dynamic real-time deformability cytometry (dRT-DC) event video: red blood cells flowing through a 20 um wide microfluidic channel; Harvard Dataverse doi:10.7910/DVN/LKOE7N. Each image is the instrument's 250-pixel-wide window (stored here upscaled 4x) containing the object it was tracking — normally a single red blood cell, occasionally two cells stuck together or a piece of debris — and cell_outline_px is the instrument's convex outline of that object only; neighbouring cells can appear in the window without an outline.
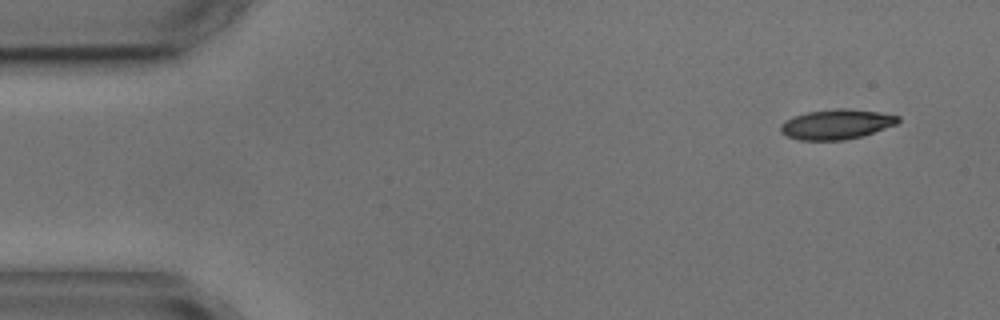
{"species": "common noctule bat (a hibernating species)", "species_latin": "Nyctalus noctula", "temperature_condition": "cold", "stored_images_in_passage": 4, "camera_frame_rate_fps": 3000, "um_per_image_px": 0.085, "animal": {"sex": "male", "body_mass_g": 17.9, "forearm_length_mm": 54.2}, "frame": {"image": 1, "passage_image": 1, "time_ms": 0.0, "image_size_px": [1000, 320], "cell_outline_px": [[900, 120], [896, 124], [860, 136], [844, 140], [800, 140], [784, 136], [780, 132], [780, 124], [784, 120], [808, 112], [836, 108], [844, 108], [880, 112], [900, 116]], "centroid_in_image_um": [71.06, 10.56], "position_along_channel_um": 13.9, "area_um2": 20.4}}
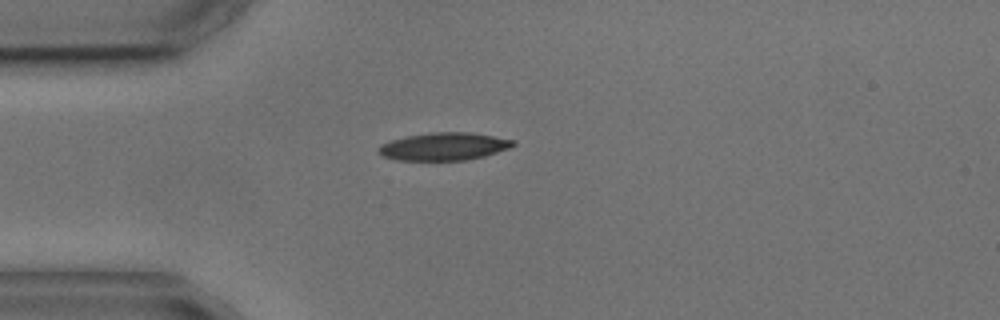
{"frame": {"image": 2, "passage_image": 4, "time_ms": 3.333, "image_size_px": [1000, 320], "cell_outline_px": [[516, 144], [508, 148], [484, 156], [464, 160], [396, 160], [380, 156], [376, 152], [376, 148], [380, 144], [388, 140], [408, 136], [432, 132], [468, 132], [516, 140]], "centroid_in_image_um": [37.65, 12.45], "position_along_channel_um": 47.4, "area_um2": 21.85}}